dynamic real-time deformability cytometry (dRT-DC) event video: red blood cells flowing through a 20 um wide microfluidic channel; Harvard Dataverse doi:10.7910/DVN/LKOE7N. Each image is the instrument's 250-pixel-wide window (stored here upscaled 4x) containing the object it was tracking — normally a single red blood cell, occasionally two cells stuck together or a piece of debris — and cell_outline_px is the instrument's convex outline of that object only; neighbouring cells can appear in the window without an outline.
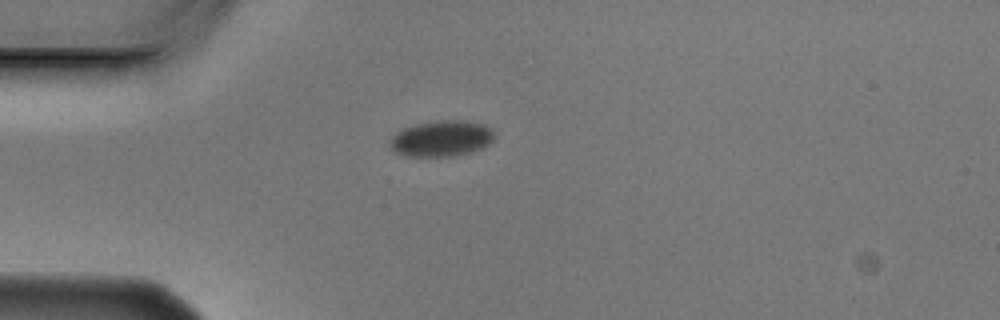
{"species": "Egyptian fruit bat (a non-hibernating species)", "species_latin": "Rousettus aegyptiacus", "temperature_condition": "cold", "stored_images_in_passage": 6, "camera_frame_rate_fps": 3000, "um_per_image_px": 0.085, "animal": {"sex": "male"}, "frame": {"image": 1, "passage_image": 1, "time_ms": 0.0, "image_size_px": [1000, 320], "cell_outline_px": [[496, 136], [488, 144], [480, 148], [468, 152], [452, 156], [408, 156], [396, 152], [388, 144], [388, 140], [396, 132], [404, 128], [416, 124], [436, 120], [460, 120], [480, 124], [492, 128], [496, 132]], "centroid_in_image_um": [37.51, 11.76], "position_along_channel_um": 47.5, "area_um2": 21.79}}
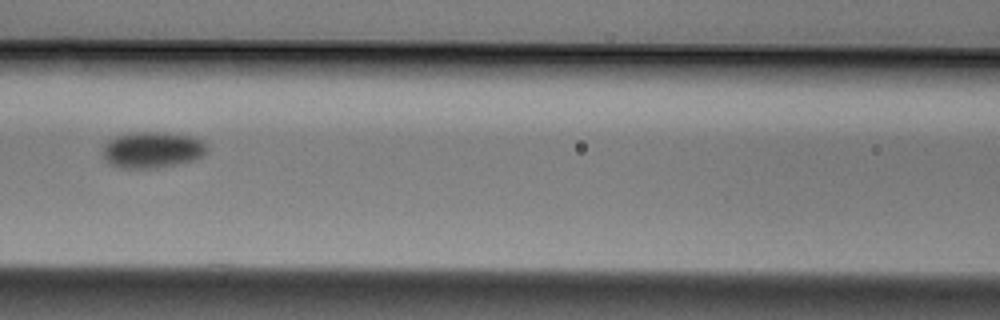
{"frame": {"image": 2, "passage_image": 4, "time_ms": 1.0, "image_size_px": [1000, 320], "cell_outline_px": [[208, 152], [204, 156], [196, 160], [156, 168], [120, 168], [108, 164], [100, 152], [104, 144], [108, 140], [116, 136], [128, 132], [160, 132], [192, 136], [208, 144]], "centroid_in_image_um": [12.93, 12.74], "position_along_channel_um": 153.7, "area_um2": 22.54}}
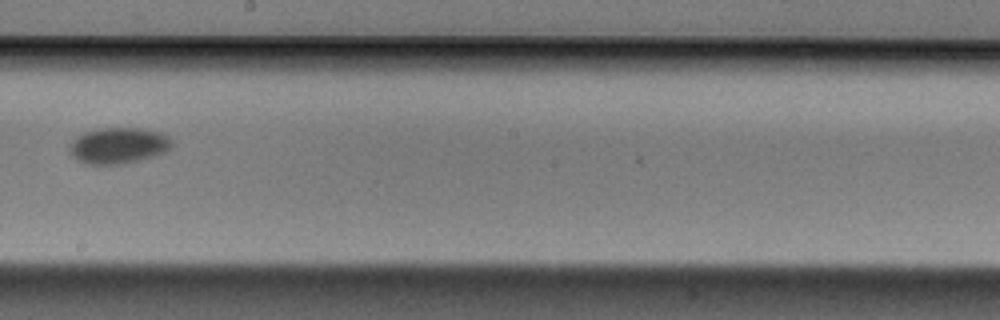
{"frame": {"image": 3, "passage_image": 6, "time_ms": 1.667, "image_size_px": [1000, 320], "cell_outline_px": [[172, 148], [164, 152], [140, 160], [124, 164], [84, 164], [76, 160], [68, 152], [68, 144], [72, 140], [84, 132], [100, 128], [140, 128], [160, 132], [168, 136], [172, 140]], "centroid_in_image_um": [10.03, 12.38], "position_along_channel_um": 238.2, "area_um2": 21.79}}